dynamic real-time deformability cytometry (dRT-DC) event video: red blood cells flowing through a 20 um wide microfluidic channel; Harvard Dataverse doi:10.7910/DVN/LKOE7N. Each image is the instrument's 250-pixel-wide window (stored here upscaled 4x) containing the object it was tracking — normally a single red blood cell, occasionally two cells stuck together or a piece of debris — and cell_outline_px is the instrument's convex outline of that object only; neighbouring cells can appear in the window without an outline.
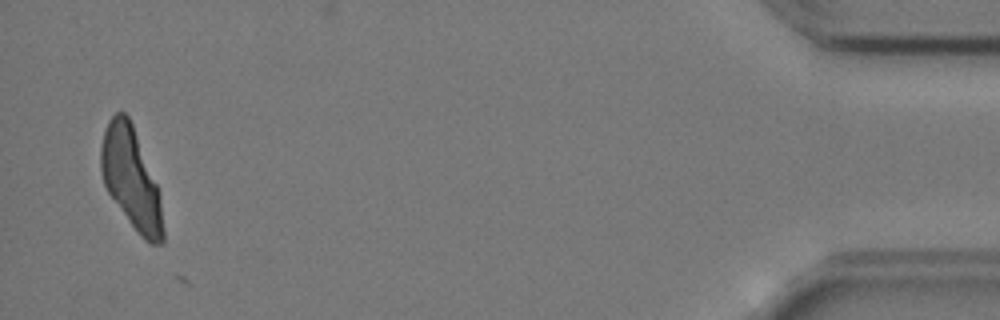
{"species": "common noctule bat (a hibernating species)", "species_latin": "Nyctalus noctula", "temperature_condition": "cold", "stored_images_in_passage": 37, "camera_frame_rate_fps": 3000, "um_per_image_px": 0.085, "animal": {"sex": "female", "body_mass_g": 24.6, "forearm_length_mm": 56.2}, "frame": {"image": 1, "passage_image": 36, "time_ms": 11.667, "image_size_px": [1000, 320], "cell_outline_px": [[164, 244], [152, 244], [144, 240], [140, 236], [128, 220], [108, 192], [104, 184], [100, 168], [100, 148], [104, 132], [108, 120], [116, 112], [124, 112], [128, 116], [132, 124], [156, 184], [160, 196], [164, 232]], "centroid_in_image_um": [11.14, 15.2], "position_along_channel_um": 424.1, "area_um2": 36.07}}